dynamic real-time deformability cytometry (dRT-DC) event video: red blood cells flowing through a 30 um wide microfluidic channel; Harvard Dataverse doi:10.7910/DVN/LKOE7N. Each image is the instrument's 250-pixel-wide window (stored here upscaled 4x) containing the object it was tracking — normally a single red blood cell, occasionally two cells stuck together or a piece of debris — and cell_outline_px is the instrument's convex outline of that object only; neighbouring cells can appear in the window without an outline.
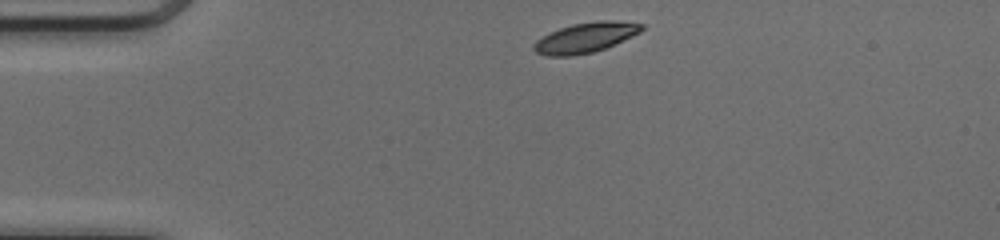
{"species": "common noctule bat (a hibernating species)", "species_latin": "Nyctalus noctula", "temperature_condition": "cold", "stored_images_in_passage": 41, "camera_frame_rate_fps": 3000, "um_per_image_px": 0.085, "animal": {"sex": "female", "body_mass_g": 17.0, "forearm_length_mm": 48.0}, "frame": {"image": 1, "passage_image": 1, "time_ms": 0.0, "image_size_px": [1000, 240], "cell_outline_px": [[644, 28], [640, 32], [632, 36], [604, 48], [592, 52], [572, 56], [548, 56], [536, 52], [532, 48], [532, 44], [536, 40], [560, 28], [572, 24], [600, 20], [612, 20], [644, 24]], "centroid_in_image_um": [49.75, 3.19], "position_along_channel_um": 35.2, "area_um2": 18.67}}
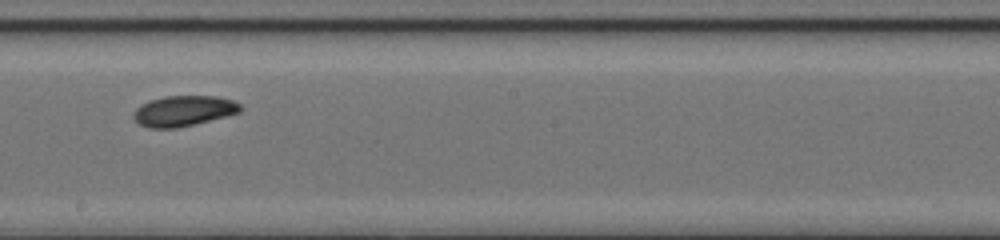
{"frame": {"image": 2, "passage_image": 19, "time_ms": 6.0, "image_size_px": [1000, 240], "cell_outline_px": [[244, 108], [240, 112], [176, 128], [148, 128], [140, 124], [132, 116], [132, 112], [140, 104], [164, 96], [216, 96], [232, 100], [240, 104]], "centroid_in_image_um": [15.58, 9.42], "position_along_channel_um": 232.6, "area_um2": 18.84}}
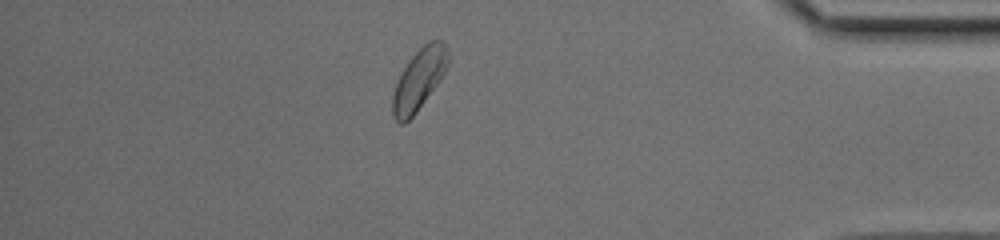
{"frame": {"image": 3, "passage_image": 34, "time_ms": 11.0, "image_size_px": [1000, 240], "cell_outline_px": [[448, 64], [440, 80], [416, 112], [404, 124], [400, 124], [392, 116], [392, 96], [396, 84], [408, 60], [428, 40], [444, 40], [448, 48]], "centroid_in_image_um": [35.62, 6.73], "position_along_channel_um": 399.6, "area_um2": 19.59}, "authors_computed_cell_mechanics": {"area_um2": 18.8428, "velocity_mm_per_s": 4.0747, "shape_relaxation_time_tau1_ms": 3.8144, "shape_relaxation_time_tau2_ms": null, "deformation_change_tau1": 0.0911, "deformation_change_tau2": null}}